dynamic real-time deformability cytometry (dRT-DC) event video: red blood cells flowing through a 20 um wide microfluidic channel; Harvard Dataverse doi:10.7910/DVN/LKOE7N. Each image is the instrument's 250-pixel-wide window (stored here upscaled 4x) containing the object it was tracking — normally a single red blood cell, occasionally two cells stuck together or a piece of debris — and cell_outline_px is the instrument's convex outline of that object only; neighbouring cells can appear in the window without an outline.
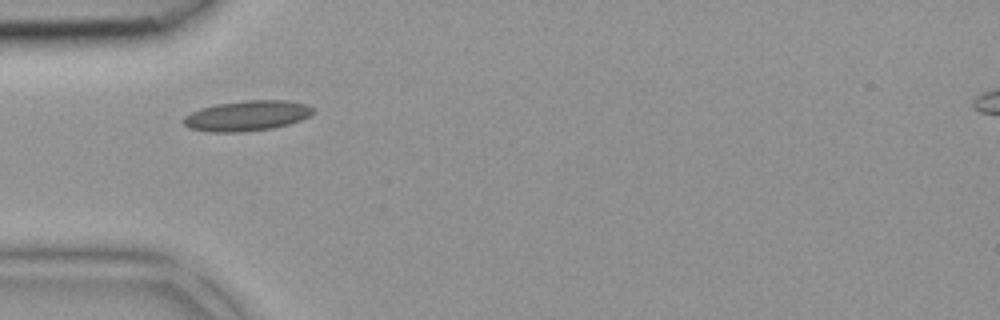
{"species": "common noctule bat (a hibernating species)", "species_latin": "Nyctalus noctula", "temperature_condition": "room temperature", "stored_images_in_passage": 30, "camera_frame_rate_fps": 3000, "um_per_image_px": 0.085, "animal": {"sex": "female", "body_mass_g": 18.4}, "frame": {"image": 1, "passage_image": 1, "time_ms": 0.0, "image_size_px": [1000, 320], "cell_outline_px": [[316, 112], [300, 120], [288, 124], [272, 128], [240, 132], [208, 132], [188, 128], [180, 120], [184, 116], [200, 108], [216, 104], [248, 100], [288, 100], [304, 104], [316, 108]], "centroid_in_image_um": [20.97, 9.84], "position_along_channel_um": 64.0, "area_um2": 23.0}}
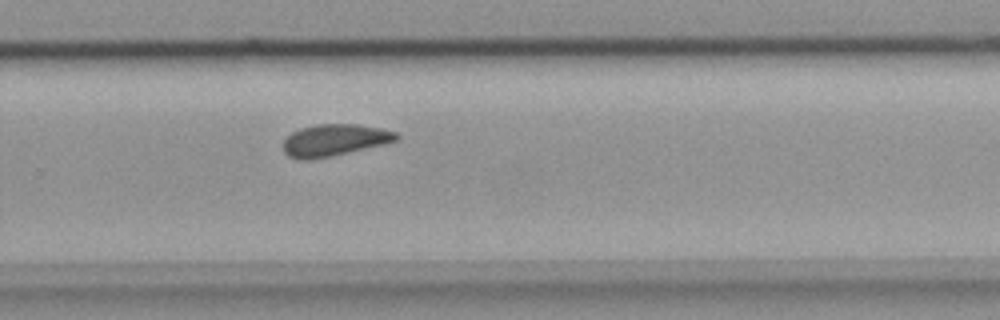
{"frame": {"image": 2, "passage_image": 16, "time_ms": 5.0, "image_size_px": [1000, 320], "cell_outline_px": [[400, 136], [396, 140], [388, 144], [332, 156], [308, 160], [300, 160], [288, 156], [284, 152], [284, 140], [292, 132], [300, 128], [316, 124], [356, 124], [380, 128], [396, 132]], "centroid_in_image_um": [28.45, 11.92], "position_along_channel_um": 301.4, "area_um2": 21.15}}
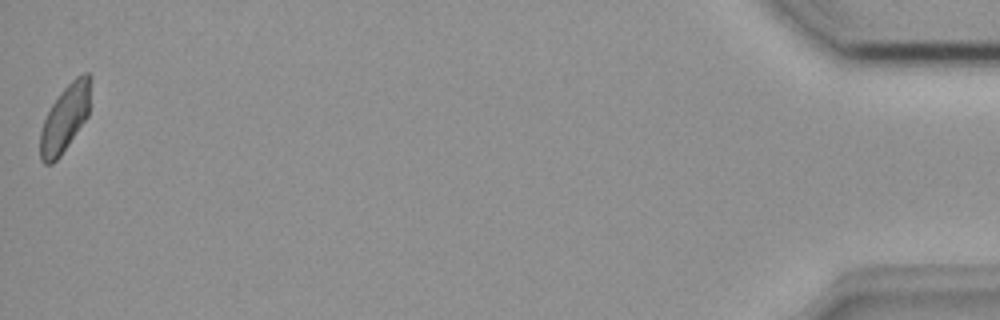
{"frame": {"image": 3, "passage_image": 30, "time_ms": 9.667, "image_size_px": [1000, 320], "cell_outline_px": [[92, 76], [88, 116], [60, 156], [52, 164], [44, 164], [40, 160], [40, 132], [44, 120], [52, 104], [60, 92], [76, 76], [84, 72], [88, 72]], "centroid_in_image_um": [5.54, 10.02], "position_along_channel_um": 429.7, "area_um2": 19.71}}